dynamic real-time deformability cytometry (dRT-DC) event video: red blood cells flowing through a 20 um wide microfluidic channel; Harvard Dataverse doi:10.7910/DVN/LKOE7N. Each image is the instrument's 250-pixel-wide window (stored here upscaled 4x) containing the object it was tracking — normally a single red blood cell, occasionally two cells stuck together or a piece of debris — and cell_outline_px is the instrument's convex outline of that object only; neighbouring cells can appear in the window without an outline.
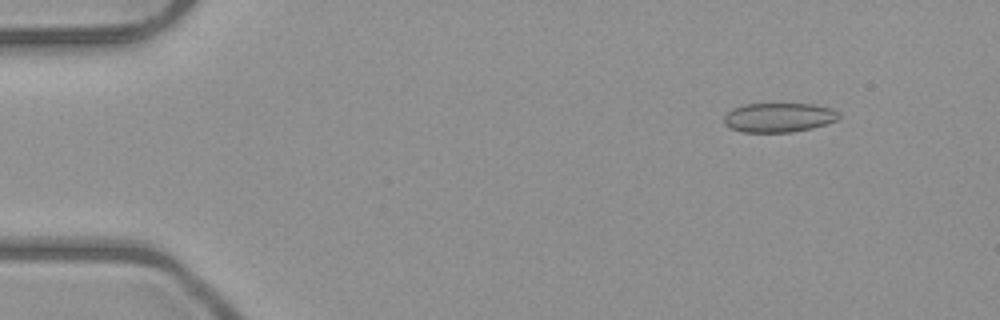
{"species": "common noctule bat (a hibernating species)", "species_latin": "Nyctalus noctula", "temperature_condition": "room temperature", "stored_images_in_passage": 5, "camera_frame_rate_fps": 3000, "um_per_image_px": 0.085, "animal": {"sex": "male", "body_mass_g": 23.1, "forearm_length_mm": 52.7}, "frame": {"image": 1, "passage_image": 2, "time_ms": 1.0, "image_size_px": [1000, 320], "cell_outline_px": [[840, 116], [836, 120], [812, 128], [792, 132], [744, 132], [732, 128], [724, 124], [724, 116], [732, 108], [744, 104], [816, 104], [832, 108], [840, 112]], "centroid_in_image_um": [66.21, 9.98], "position_along_channel_um": 18.8, "area_um2": 19.65}}